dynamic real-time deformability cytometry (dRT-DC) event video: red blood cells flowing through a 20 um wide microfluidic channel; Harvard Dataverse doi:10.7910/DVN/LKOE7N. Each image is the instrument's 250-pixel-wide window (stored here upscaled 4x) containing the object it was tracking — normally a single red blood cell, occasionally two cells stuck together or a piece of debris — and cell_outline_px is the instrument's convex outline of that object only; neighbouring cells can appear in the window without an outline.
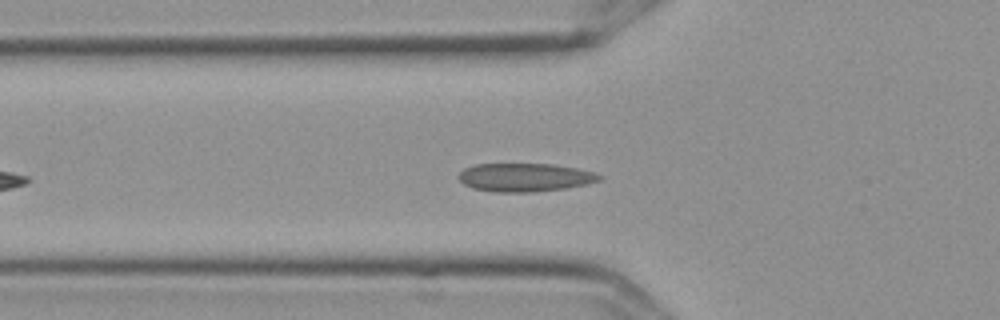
{"species": "Egyptian fruit bat (a non-hibernating species)", "species_latin": "Rousettus aegyptiacus", "temperature_condition": "cold", "stored_images_in_passage": 15, "camera_frame_rate_fps": 3000, "um_per_image_px": 0.085, "frame": {"image": 1, "passage_image": 7, "time_ms": 2.0, "image_size_px": [1000, 320], "cell_outline_px": [[604, 176], [600, 180], [588, 184], [564, 188], [532, 192], [496, 192], [472, 188], [464, 184], [456, 176], [464, 168], [476, 164], [552, 164], [576, 168], [592, 172]], "centroid_in_image_um": [44.6, 15.08], "position_along_channel_um": 81.2, "area_um2": 23.24}}
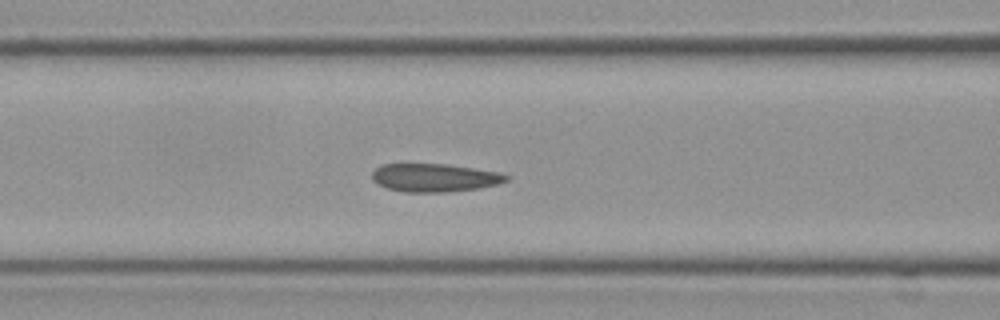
{"frame": {"image": 2, "passage_image": 11, "time_ms": 3.333, "image_size_px": [1000, 320], "cell_outline_px": [[512, 176], [508, 180], [496, 184], [476, 188], [444, 192], [404, 192], [388, 188], [372, 180], [372, 172], [380, 164], [448, 164], [500, 172]], "centroid_in_image_um": [36.95, 15.09], "position_along_channel_um": 129.7, "area_um2": 21.96}}